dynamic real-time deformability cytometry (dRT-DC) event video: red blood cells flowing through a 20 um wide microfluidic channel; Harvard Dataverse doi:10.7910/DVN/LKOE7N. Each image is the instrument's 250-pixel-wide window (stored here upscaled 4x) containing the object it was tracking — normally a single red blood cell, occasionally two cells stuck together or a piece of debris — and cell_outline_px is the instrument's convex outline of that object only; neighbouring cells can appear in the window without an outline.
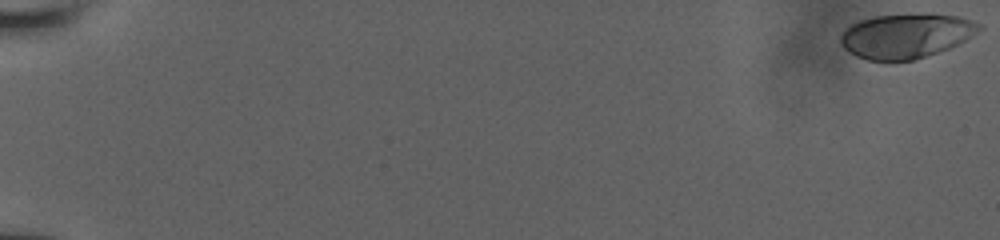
{"species": "human", "species_latin": "Homo sapiens", "temperature_condition": "room temperature", "stored_images_in_passage": 22, "camera_frame_rate_fps": 3000, "um_per_image_px": 0.085, "donor": {"sex": "male"}, "frame": {"image": 1, "passage_image": 1, "time_ms": 0.0, "image_size_px": [1000, 240], "cell_outline_px": [[984, 28], [964, 40], [948, 48], [912, 60], [868, 60], [856, 56], [848, 52], [840, 44], [840, 36], [852, 24], [860, 20], [876, 16], [960, 16], [980, 24]], "centroid_in_image_um": [76.98, 3.08], "position_along_channel_um": 8.0, "area_um2": 34.74}}
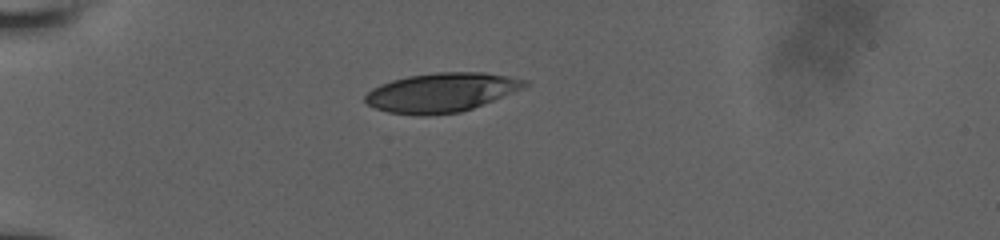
{"frame": {"image": 2, "passage_image": 17, "time_ms": 5.667, "image_size_px": [1000, 240], "cell_outline_px": [[528, 84], [524, 88], [472, 108], [460, 112], [424, 116], [416, 116], [388, 112], [376, 108], [368, 104], [364, 100], [364, 96], [372, 88], [380, 84], [392, 80], [408, 76], [436, 72], [484, 72], [508, 76], [528, 80]], "centroid_in_image_um": [37.5, 7.86], "position_along_channel_um": 47.5, "area_um2": 36.41}}
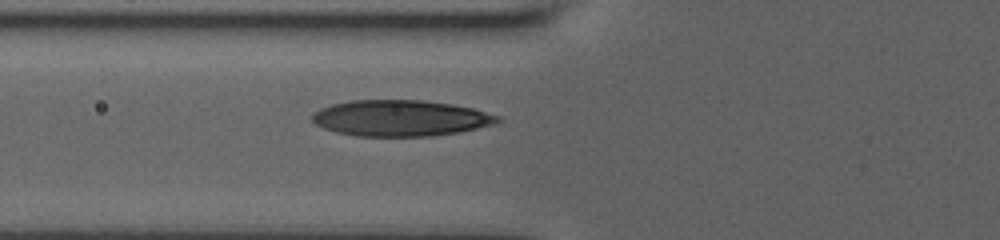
{"frame": {"image": 3, "passage_image": 22, "time_ms": 7.667, "image_size_px": [1000, 240], "cell_outline_px": [[504, 120], [492, 124], [460, 132], [432, 136], [356, 136], [336, 132], [324, 128], [316, 124], [312, 120], [312, 112], [320, 108], [332, 104], [352, 100], [424, 100], [452, 104], [472, 108], [500, 116]], "centroid_in_image_um": [34.04, 10.04], "position_along_channel_um": 91.8, "area_um2": 39.07}}